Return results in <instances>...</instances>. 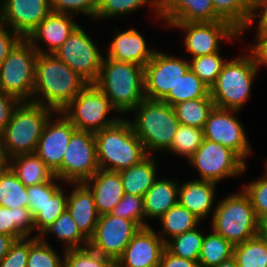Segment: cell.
Here are the masks:
<instances>
[{"label":"cell","instance_id":"49","mask_svg":"<svg viewBox=\"0 0 267 267\" xmlns=\"http://www.w3.org/2000/svg\"><path fill=\"white\" fill-rule=\"evenodd\" d=\"M30 252V237L17 239L0 261V267H26Z\"/></svg>","mask_w":267,"mask_h":267},{"label":"cell","instance_id":"11","mask_svg":"<svg viewBox=\"0 0 267 267\" xmlns=\"http://www.w3.org/2000/svg\"><path fill=\"white\" fill-rule=\"evenodd\" d=\"M188 161L199 171L200 180L215 183L243 174L247 164L230 148L207 139L203 140Z\"/></svg>","mask_w":267,"mask_h":267},{"label":"cell","instance_id":"38","mask_svg":"<svg viewBox=\"0 0 267 267\" xmlns=\"http://www.w3.org/2000/svg\"><path fill=\"white\" fill-rule=\"evenodd\" d=\"M150 5L157 14L156 18H161V0H98V9L94 20L111 19L120 15L130 14L139 10L142 6Z\"/></svg>","mask_w":267,"mask_h":267},{"label":"cell","instance_id":"12","mask_svg":"<svg viewBox=\"0 0 267 267\" xmlns=\"http://www.w3.org/2000/svg\"><path fill=\"white\" fill-rule=\"evenodd\" d=\"M53 55L88 83L98 80L104 57L82 27L78 26Z\"/></svg>","mask_w":267,"mask_h":267},{"label":"cell","instance_id":"27","mask_svg":"<svg viewBox=\"0 0 267 267\" xmlns=\"http://www.w3.org/2000/svg\"><path fill=\"white\" fill-rule=\"evenodd\" d=\"M154 155H147L139 163L119 171L126 194L143 197L157 179V163Z\"/></svg>","mask_w":267,"mask_h":267},{"label":"cell","instance_id":"45","mask_svg":"<svg viewBox=\"0 0 267 267\" xmlns=\"http://www.w3.org/2000/svg\"><path fill=\"white\" fill-rule=\"evenodd\" d=\"M112 215L136 222L141 228L150 227L145 221L143 197L124 194L111 212Z\"/></svg>","mask_w":267,"mask_h":267},{"label":"cell","instance_id":"31","mask_svg":"<svg viewBox=\"0 0 267 267\" xmlns=\"http://www.w3.org/2000/svg\"><path fill=\"white\" fill-rule=\"evenodd\" d=\"M215 107L209 94L206 97L186 100L173 105L174 112L180 124L203 129L209 113Z\"/></svg>","mask_w":267,"mask_h":267},{"label":"cell","instance_id":"47","mask_svg":"<svg viewBox=\"0 0 267 267\" xmlns=\"http://www.w3.org/2000/svg\"><path fill=\"white\" fill-rule=\"evenodd\" d=\"M264 176L243 187L250 197L256 217L261 221L267 216V163Z\"/></svg>","mask_w":267,"mask_h":267},{"label":"cell","instance_id":"3","mask_svg":"<svg viewBox=\"0 0 267 267\" xmlns=\"http://www.w3.org/2000/svg\"><path fill=\"white\" fill-rule=\"evenodd\" d=\"M94 134L100 169L119 172L139 163L148 155L125 117Z\"/></svg>","mask_w":267,"mask_h":267},{"label":"cell","instance_id":"51","mask_svg":"<svg viewBox=\"0 0 267 267\" xmlns=\"http://www.w3.org/2000/svg\"><path fill=\"white\" fill-rule=\"evenodd\" d=\"M19 103L20 101L15 97L4 92H0V135L9 123L13 111Z\"/></svg>","mask_w":267,"mask_h":267},{"label":"cell","instance_id":"48","mask_svg":"<svg viewBox=\"0 0 267 267\" xmlns=\"http://www.w3.org/2000/svg\"><path fill=\"white\" fill-rule=\"evenodd\" d=\"M51 10L76 16L79 13L95 18L98 0H50Z\"/></svg>","mask_w":267,"mask_h":267},{"label":"cell","instance_id":"57","mask_svg":"<svg viewBox=\"0 0 267 267\" xmlns=\"http://www.w3.org/2000/svg\"><path fill=\"white\" fill-rule=\"evenodd\" d=\"M216 267H238V265H237L235 259L233 257H231L230 259L223 261L222 263H220Z\"/></svg>","mask_w":267,"mask_h":267},{"label":"cell","instance_id":"5","mask_svg":"<svg viewBox=\"0 0 267 267\" xmlns=\"http://www.w3.org/2000/svg\"><path fill=\"white\" fill-rule=\"evenodd\" d=\"M52 109L34 102H20L0 135L8 158L33 154Z\"/></svg>","mask_w":267,"mask_h":267},{"label":"cell","instance_id":"30","mask_svg":"<svg viewBox=\"0 0 267 267\" xmlns=\"http://www.w3.org/2000/svg\"><path fill=\"white\" fill-rule=\"evenodd\" d=\"M34 218L29 208H5L0 206V234L13 236L16 240L31 237Z\"/></svg>","mask_w":267,"mask_h":267},{"label":"cell","instance_id":"6","mask_svg":"<svg viewBox=\"0 0 267 267\" xmlns=\"http://www.w3.org/2000/svg\"><path fill=\"white\" fill-rule=\"evenodd\" d=\"M211 217L212 230L234 246L260 234L261 221L243 188L241 192L221 199Z\"/></svg>","mask_w":267,"mask_h":267},{"label":"cell","instance_id":"22","mask_svg":"<svg viewBox=\"0 0 267 267\" xmlns=\"http://www.w3.org/2000/svg\"><path fill=\"white\" fill-rule=\"evenodd\" d=\"M109 44L106 58L145 66L156 50H150L144 37L135 28L117 31Z\"/></svg>","mask_w":267,"mask_h":267},{"label":"cell","instance_id":"9","mask_svg":"<svg viewBox=\"0 0 267 267\" xmlns=\"http://www.w3.org/2000/svg\"><path fill=\"white\" fill-rule=\"evenodd\" d=\"M116 112L108 97L95 83H89L61 113L77 130L97 132L115 124L122 116L107 118Z\"/></svg>","mask_w":267,"mask_h":267},{"label":"cell","instance_id":"36","mask_svg":"<svg viewBox=\"0 0 267 267\" xmlns=\"http://www.w3.org/2000/svg\"><path fill=\"white\" fill-rule=\"evenodd\" d=\"M27 187L8 167L0 173V206L5 208H28Z\"/></svg>","mask_w":267,"mask_h":267},{"label":"cell","instance_id":"40","mask_svg":"<svg viewBox=\"0 0 267 267\" xmlns=\"http://www.w3.org/2000/svg\"><path fill=\"white\" fill-rule=\"evenodd\" d=\"M204 140L203 129L180 124L167 152L190 158Z\"/></svg>","mask_w":267,"mask_h":267},{"label":"cell","instance_id":"7","mask_svg":"<svg viewBox=\"0 0 267 267\" xmlns=\"http://www.w3.org/2000/svg\"><path fill=\"white\" fill-rule=\"evenodd\" d=\"M258 69L250 52L245 56L228 60L210 88L215 107L241 111L252 95L251 88Z\"/></svg>","mask_w":267,"mask_h":267},{"label":"cell","instance_id":"25","mask_svg":"<svg viewBox=\"0 0 267 267\" xmlns=\"http://www.w3.org/2000/svg\"><path fill=\"white\" fill-rule=\"evenodd\" d=\"M216 184L212 181L200 180V178L179 184L178 203L200 220L205 219L213 209Z\"/></svg>","mask_w":267,"mask_h":267},{"label":"cell","instance_id":"50","mask_svg":"<svg viewBox=\"0 0 267 267\" xmlns=\"http://www.w3.org/2000/svg\"><path fill=\"white\" fill-rule=\"evenodd\" d=\"M23 37L0 23V65Z\"/></svg>","mask_w":267,"mask_h":267},{"label":"cell","instance_id":"29","mask_svg":"<svg viewBox=\"0 0 267 267\" xmlns=\"http://www.w3.org/2000/svg\"><path fill=\"white\" fill-rule=\"evenodd\" d=\"M159 220L162 223V233L158 235L165 243L177 235L195 229L201 221L179 203L171 207Z\"/></svg>","mask_w":267,"mask_h":267},{"label":"cell","instance_id":"33","mask_svg":"<svg viewBox=\"0 0 267 267\" xmlns=\"http://www.w3.org/2000/svg\"><path fill=\"white\" fill-rule=\"evenodd\" d=\"M232 257L238 267H267V238L260 233L235 245Z\"/></svg>","mask_w":267,"mask_h":267},{"label":"cell","instance_id":"19","mask_svg":"<svg viewBox=\"0 0 267 267\" xmlns=\"http://www.w3.org/2000/svg\"><path fill=\"white\" fill-rule=\"evenodd\" d=\"M165 242L151 227L141 228L117 259V267H158Z\"/></svg>","mask_w":267,"mask_h":267},{"label":"cell","instance_id":"42","mask_svg":"<svg viewBox=\"0 0 267 267\" xmlns=\"http://www.w3.org/2000/svg\"><path fill=\"white\" fill-rule=\"evenodd\" d=\"M221 53H213L192 58L189 61V68L211 88L217 80L226 59L220 56Z\"/></svg>","mask_w":267,"mask_h":267},{"label":"cell","instance_id":"16","mask_svg":"<svg viewBox=\"0 0 267 267\" xmlns=\"http://www.w3.org/2000/svg\"><path fill=\"white\" fill-rule=\"evenodd\" d=\"M141 229L134 221L104 214L99 217L89 247L99 254L114 259L122 255L133 236Z\"/></svg>","mask_w":267,"mask_h":267},{"label":"cell","instance_id":"4","mask_svg":"<svg viewBox=\"0 0 267 267\" xmlns=\"http://www.w3.org/2000/svg\"><path fill=\"white\" fill-rule=\"evenodd\" d=\"M132 112L135 119L128 121L146 153L166 152L180 125L173 106L162 100L145 98Z\"/></svg>","mask_w":267,"mask_h":267},{"label":"cell","instance_id":"58","mask_svg":"<svg viewBox=\"0 0 267 267\" xmlns=\"http://www.w3.org/2000/svg\"><path fill=\"white\" fill-rule=\"evenodd\" d=\"M260 233L267 238V216L263 220H261Z\"/></svg>","mask_w":267,"mask_h":267},{"label":"cell","instance_id":"26","mask_svg":"<svg viewBox=\"0 0 267 267\" xmlns=\"http://www.w3.org/2000/svg\"><path fill=\"white\" fill-rule=\"evenodd\" d=\"M159 179L154 181L152 187L143 196L146 220L159 219L178 203L179 183L176 179Z\"/></svg>","mask_w":267,"mask_h":267},{"label":"cell","instance_id":"52","mask_svg":"<svg viewBox=\"0 0 267 267\" xmlns=\"http://www.w3.org/2000/svg\"><path fill=\"white\" fill-rule=\"evenodd\" d=\"M256 16L259 18V21L257 22V32L267 31V0H254L250 19L246 28L241 32V34H245V30L248 31L249 27H252V23L254 22Z\"/></svg>","mask_w":267,"mask_h":267},{"label":"cell","instance_id":"35","mask_svg":"<svg viewBox=\"0 0 267 267\" xmlns=\"http://www.w3.org/2000/svg\"><path fill=\"white\" fill-rule=\"evenodd\" d=\"M254 0H212L215 13L240 33L250 19Z\"/></svg>","mask_w":267,"mask_h":267},{"label":"cell","instance_id":"44","mask_svg":"<svg viewBox=\"0 0 267 267\" xmlns=\"http://www.w3.org/2000/svg\"><path fill=\"white\" fill-rule=\"evenodd\" d=\"M67 209V195L62 187L48 200L47 204L34 217V231L37 237Z\"/></svg>","mask_w":267,"mask_h":267},{"label":"cell","instance_id":"20","mask_svg":"<svg viewBox=\"0 0 267 267\" xmlns=\"http://www.w3.org/2000/svg\"><path fill=\"white\" fill-rule=\"evenodd\" d=\"M71 16L52 11L26 39L38 53L54 54L79 25ZM38 41L46 43L47 51Z\"/></svg>","mask_w":267,"mask_h":267},{"label":"cell","instance_id":"56","mask_svg":"<svg viewBox=\"0 0 267 267\" xmlns=\"http://www.w3.org/2000/svg\"><path fill=\"white\" fill-rule=\"evenodd\" d=\"M9 167V158L0 140V173L4 172Z\"/></svg>","mask_w":267,"mask_h":267},{"label":"cell","instance_id":"32","mask_svg":"<svg viewBox=\"0 0 267 267\" xmlns=\"http://www.w3.org/2000/svg\"><path fill=\"white\" fill-rule=\"evenodd\" d=\"M49 233L55 234L58 240L63 241L64 250L89 246V240L80 232L67 209L42 232L39 238H44V235L46 237ZM82 243L83 245L80 246Z\"/></svg>","mask_w":267,"mask_h":267},{"label":"cell","instance_id":"55","mask_svg":"<svg viewBox=\"0 0 267 267\" xmlns=\"http://www.w3.org/2000/svg\"><path fill=\"white\" fill-rule=\"evenodd\" d=\"M15 241L13 236L0 234V261L7 255Z\"/></svg>","mask_w":267,"mask_h":267},{"label":"cell","instance_id":"2","mask_svg":"<svg viewBox=\"0 0 267 267\" xmlns=\"http://www.w3.org/2000/svg\"><path fill=\"white\" fill-rule=\"evenodd\" d=\"M95 84L119 115L131 112L146 98L144 67L138 64L104 57Z\"/></svg>","mask_w":267,"mask_h":267},{"label":"cell","instance_id":"8","mask_svg":"<svg viewBox=\"0 0 267 267\" xmlns=\"http://www.w3.org/2000/svg\"><path fill=\"white\" fill-rule=\"evenodd\" d=\"M38 52L23 38L0 65V91L32 102Z\"/></svg>","mask_w":267,"mask_h":267},{"label":"cell","instance_id":"24","mask_svg":"<svg viewBox=\"0 0 267 267\" xmlns=\"http://www.w3.org/2000/svg\"><path fill=\"white\" fill-rule=\"evenodd\" d=\"M84 183L94 195L100 216L110 214L125 194L120 174L116 171L99 169Z\"/></svg>","mask_w":267,"mask_h":267},{"label":"cell","instance_id":"34","mask_svg":"<svg viewBox=\"0 0 267 267\" xmlns=\"http://www.w3.org/2000/svg\"><path fill=\"white\" fill-rule=\"evenodd\" d=\"M209 94L210 88L189 68L162 101L173 106L186 100L206 97Z\"/></svg>","mask_w":267,"mask_h":267},{"label":"cell","instance_id":"15","mask_svg":"<svg viewBox=\"0 0 267 267\" xmlns=\"http://www.w3.org/2000/svg\"><path fill=\"white\" fill-rule=\"evenodd\" d=\"M188 69V60L156 51L144 66L145 97L163 100Z\"/></svg>","mask_w":267,"mask_h":267},{"label":"cell","instance_id":"28","mask_svg":"<svg viewBox=\"0 0 267 267\" xmlns=\"http://www.w3.org/2000/svg\"><path fill=\"white\" fill-rule=\"evenodd\" d=\"M9 167L26 186L51 181L54 172L35 154H22L9 159Z\"/></svg>","mask_w":267,"mask_h":267},{"label":"cell","instance_id":"39","mask_svg":"<svg viewBox=\"0 0 267 267\" xmlns=\"http://www.w3.org/2000/svg\"><path fill=\"white\" fill-rule=\"evenodd\" d=\"M204 233L202 234L198 227L177 235L165 243V248L172 254L184 259L198 261Z\"/></svg>","mask_w":267,"mask_h":267},{"label":"cell","instance_id":"41","mask_svg":"<svg viewBox=\"0 0 267 267\" xmlns=\"http://www.w3.org/2000/svg\"><path fill=\"white\" fill-rule=\"evenodd\" d=\"M63 267H117V261L85 248L63 250Z\"/></svg>","mask_w":267,"mask_h":267},{"label":"cell","instance_id":"17","mask_svg":"<svg viewBox=\"0 0 267 267\" xmlns=\"http://www.w3.org/2000/svg\"><path fill=\"white\" fill-rule=\"evenodd\" d=\"M0 23L27 38L52 12L50 0H4Z\"/></svg>","mask_w":267,"mask_h":267},{"label":"cell","instance_id":"54","mask_svg":"<svg viewBox=\"0 0 267 267\" xmlns=\"http://www.w3.org/2000/svg\"><path fill=\"white\" fill-rule=\"evenodd\" d=\"M158 267H201L198 261L184 259L170 253L166 248L160 259Z\"/></svg>","mask_w":267,"mask_h":267},{"label":"cell","instance_id":"23","mask_svg":"<svg viewBox=\"0 0 267 267\" xmlns=\"http://www.w3.org/2000/svg\"><path fill=\"white\" fill-rule=\"evenodd\" d=\"M69 184L74 190L67 195V210L80 232L90 240L100 217L95 206L94 195L84 182Z\"/></svg>","mask_w":267,"mask_h":267},{"label":"cell","instance_id":"14","mask_svg":"<svg viewBox=\"0 0 267 267\" xmlns=\"http://www.w3.org/2000/svg\"><path fill=\"white\" fill-rule=\"evenodd\" d=\"M238 110L214 107L203 128L204 139L222 144L234 151L245 163L252 153L243 125L237 118Z\"/></svg>","mask_w":267,"mask_h":267},{"label":"cell","instance_id":"53","mask_svg":"<svg viewBox=\"0 0 267 267\" xmlns=\"http://www.w3.org/2000/svg\"><path fill=\"white\" fill-rule=\"evenodd\" d=\"M256 40L253 47L251 45L246 51L254 56L255 62L259 68L260 65L267 67V31L257 32Z\"/></svg>","mask_w":267,"mask_h":267},{"label":"cell","instance_id":"43","mask_svg":"<svg viewBox=\"0 0 267 267\" xmlns=\"http://www.w3.org/2000/svg\"><path fill=\"white\" fill-rule=\"evenodd\" d=\"M63 260L44 238L30 237L26 267H63Z\"/></svg>","mask_w":267,"mask_h":267},{"label":"cell","instance_id":"1","mask_svg":"<svg viewBox=\"0 0 267 267\" xmlns=\"http://www.w3.org/2000/svg\"><path fill=\"white\" fill-rule=\"evenodd\" d=\"M89 83L53 54L38 53L32 102L61 112Z\"/></svg>","mask_w":267,"mask_h":267},{"label":"cell","instance_id":"10","mask_svg":"<svg viewBox=\"0 0 267 267\" xmlns=\"http://www.w3.org/2000/svg\"><path fill=\"white\" fill-rule=\"evenodd\" d=\"M99 169L95 134L76 129L65 149L62 165L54 175L64 183H82Z\"/></svg>","mask_w":267,"mask_h":267},{"label":"cell","instance_id":"46","mask_svg":"<svg viewBox=\"0 0 267 267\" xmlns=\"http://www.w3.org/2000/svg\"><path fill=\"white\" fill-rule=\"evenodd\" d=\"M56 181L60 182L56 176L48 182L27 187L28 208L34 218L42 208L47 204L48 200L61 188Z\"/></svg>","mask_w":267,"mask_h":267},{"label":"cell","instance_id":"21","mask_svg":"<svg viewBox=\"0 0 267 267\" xmlns=\"http://www.w3.org/2000/svg\"><path fill=\"white\" fill-rule=\"evenodd\" d=\"M161 19L173 23H202L222 20L212 0H161Z\"/></svg>","mask_w":267,"mask_h":267},{"label":"cell","instance_id":"37","mask_svg":"<svg viewBox=\"0 0 267 267\" xmlns=\"http://www.w3.org/2000/svg\"><path fill=\"white\" fill-rule=\"evenodd\" d=\"M204 236L198 262L201 267H216L233 256L234 245L215 233Z\"/></svg>","mask_w":267,"mask_h":267},{"label":"cell","instance_id":"18","mask_svg":"<svg viewBox=\"0 0 267 267\" xmlns=\"http://www.w3.org/2000/svg\"><path fill=\"white\" fill-rule=\"evenodd\" d=\"M58 114L61 115L58 120L53 114L46 121L34 152L54 173L61 167L65 149L76 130L61 112Z\"/></svg>","mask_w":267,"mask_h":267},{"label":"cell","instance_id":"13","mask_svg":"<svg viewBox=\"0 0 267 267\" xmlns=\"http://www.w3.org/2000/svg\"><path fill=\"white\" fill-rule=\"evenodd\" d=\"M170 26L186 32L184 47L192 58L220 52L222 40L232 41L243 36L227 21L173 23Z\"/></svg>","mask_w":267,"mask_h":267}]
</instances>
